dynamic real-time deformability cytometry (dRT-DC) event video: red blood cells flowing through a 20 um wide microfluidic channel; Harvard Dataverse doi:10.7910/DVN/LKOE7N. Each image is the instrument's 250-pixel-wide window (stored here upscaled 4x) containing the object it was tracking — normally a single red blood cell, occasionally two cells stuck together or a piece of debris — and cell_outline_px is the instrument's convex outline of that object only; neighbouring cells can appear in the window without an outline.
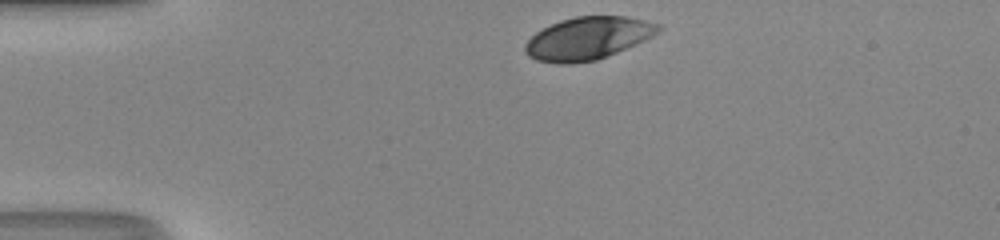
{"species": "human", "species_latin": "Homo sapiens", "temperature_condition": "room temperature", "stored_images_in_passage": 31, "camera_frame_rate_fps": 3000, "um_per_image_px": 0.085, "donor": {"sex": "male"}, "frame": {"image": 1, "passage_image": 1, "time_ms": 0.0, "image_size_px": [1000, 240], "cell_outline_px": [[664, 28], [652, 36], [636, 44], [596, 60], [568, 64], [560, 64], [536, 60], [528, 56], [524, 52], [524, 44], [536, 32], [560, 20], [576, 16], [624, 16], [644, 20], [660, 24]], "centroid_in_image_um": [49.96, 3.26], "position_along_channel_um": 35.0, "area_um2": 33.0}}
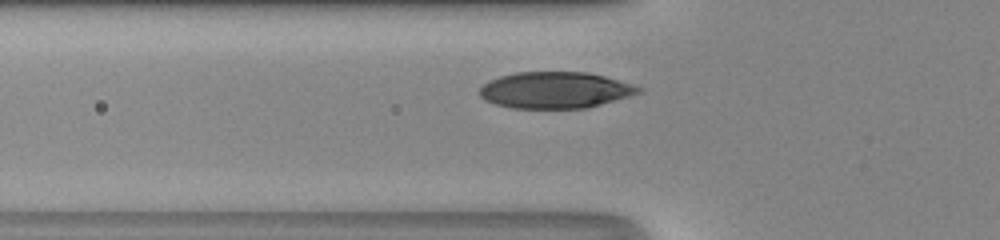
{"frame": {"image": 2, "passage_image": 8, "time_ms": 2.333, "image_size_px": [1000, 240], "cell_outline_px": [[644, 88], [640, 92], [628, 96], [600, 104], [584, 108], [512, 108], [496, 104], [484, 100], [480, 96], [480, 88], [488, 80], [500, 76], [516, 72], [584, 72], [604, 76], [632, 84]], "centroid_in_image_um": [47.15, 7.65], "position_along_channel_um": 78.6, "area_um2": 33.47}}
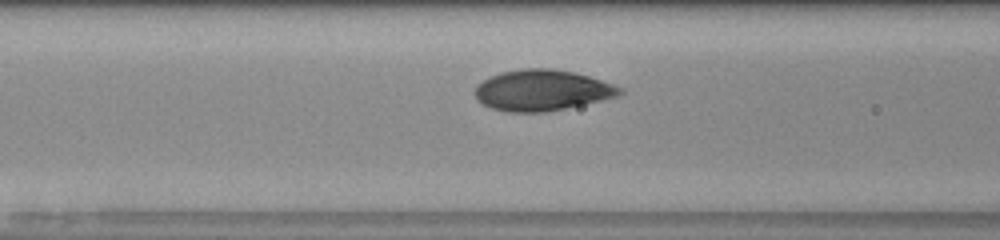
{"frame": {"image": 3, "passage_image": 11, "time_ms": 3.333, "image_size_px": [1000, 240], "cell_outline_px": [[624, 92], [620, 96], [548, 112], [504, 112], [492, 108], [476, 100], [476, 88], [484, 80], [500, 72], [520, 68], [552, 68], [572, 72], [588, 76], [624, 88]], "centroid_in_image_um": [46.1, 7.68], "position_along_channel_um": 120.5, "area_um2": 34.51}, "authors_computed_cell_mechanics": {"area_um2": 33.9286, "velocity_mm_per_s": 4.1686, "shape_relaxation_time_tau1_ms": 2.7884, "shape_relaxation_time_tau2_ms": null, "deformation_change_tau1": 0.1676, "deformation_change_tau2": null}}